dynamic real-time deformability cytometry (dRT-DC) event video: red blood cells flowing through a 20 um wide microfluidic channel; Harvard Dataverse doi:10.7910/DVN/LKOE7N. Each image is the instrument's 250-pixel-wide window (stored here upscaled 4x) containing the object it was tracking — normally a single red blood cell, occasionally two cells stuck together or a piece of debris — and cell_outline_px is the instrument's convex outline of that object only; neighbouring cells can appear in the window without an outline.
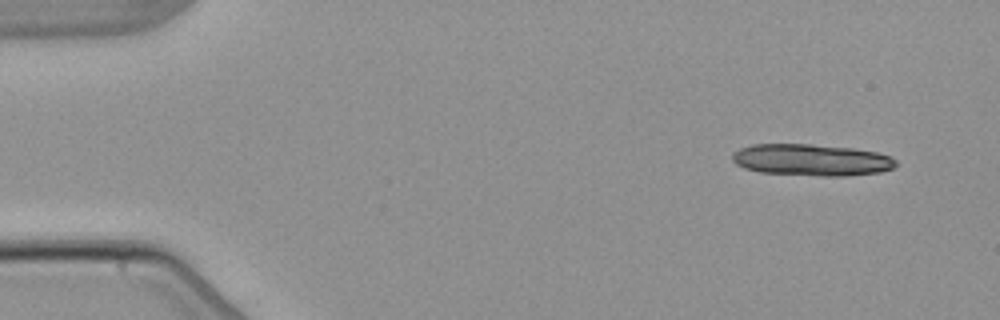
{"species": "common noctule bat (a hibernating species)", "species_latin": "Nyctalus noctula", "temperature_condition": "warm", "stored_images_in_passage": 5, "camera_frame_rate_fps": 3000, "um_per_image_px": 0.085, "animal": {"sex": "male", "body_mass_g": 21.5, "forearm_length_mm": 52.0}, "frame": {"image": 1, "passage_image": 1, "time_ms": 0.0, "image_size_px": [1000, 320], "cell_outline_px": [[896, 164], [892, 168], [880, 172], [848, 176], [820, 176], [760, 172], [744, 168], [736, 164], [732, 160], [732, 152], [740, 148], [752, 144], [808, 144], [852, 148], [876, 152], [892, 156], [896, 160]], "centroid_in_image_um": [68.96, 13.59], "position_along_channel_um": 16.0, "area_um2": 30.35}}
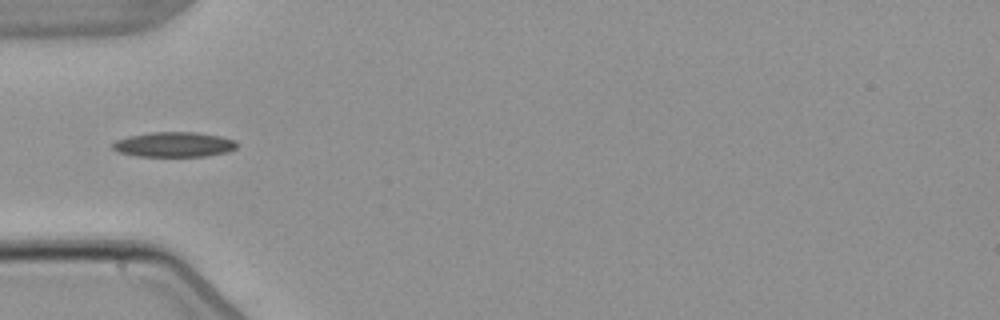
{"frame": {"image": 2, "passage_image": 5, "time_ms": 4.667, "image_size_px": [1000, 320], "cell_outline_px": [[236, 148], [228, 152], [204, 156], [136, 156], [116, 152], [112, 148], [112, 144], [116, 140], [128, 136], [152, 132], [196, 132], [220, 136], [236, 140]], "centroid_in_image_um": [14.77, 12.28], "position_along_channel_um": 70.2, "area_um2": 18.15}}